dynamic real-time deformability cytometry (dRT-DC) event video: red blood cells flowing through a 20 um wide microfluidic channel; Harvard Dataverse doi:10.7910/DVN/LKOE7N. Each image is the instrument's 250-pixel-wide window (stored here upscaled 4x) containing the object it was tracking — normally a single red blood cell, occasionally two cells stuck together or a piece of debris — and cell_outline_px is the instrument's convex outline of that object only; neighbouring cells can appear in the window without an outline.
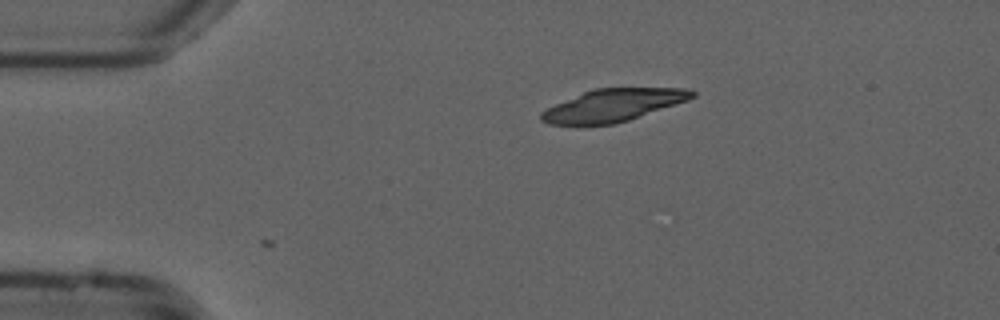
{"species": "common noctule bat (a hibernating species)", "species_latin": "Nyctalus noctula", "temperature_condition": "cold", "stored_images_in_passage": 2, "camera_frame_rate_fps": 3000, "um_per_image_px": 0.085, "animal": {"sex": "male", "forearm_length_mm": 52.5}, "frame": {"image": 1, "passage_image": 2, "time_ms": 0.333, "image_size_px": [1000, 320], "cell_outline_px": [[696, 96], [688, 100], [616, 124], [548, 124], [540, 120], [540, 112], [556, 104], [592, 88], [688, 88], [696, 92]], "centroid_in_image_um": [52.13, 8.93], "position_along_channel_um": 32.9, "area_um2": 28.21}}